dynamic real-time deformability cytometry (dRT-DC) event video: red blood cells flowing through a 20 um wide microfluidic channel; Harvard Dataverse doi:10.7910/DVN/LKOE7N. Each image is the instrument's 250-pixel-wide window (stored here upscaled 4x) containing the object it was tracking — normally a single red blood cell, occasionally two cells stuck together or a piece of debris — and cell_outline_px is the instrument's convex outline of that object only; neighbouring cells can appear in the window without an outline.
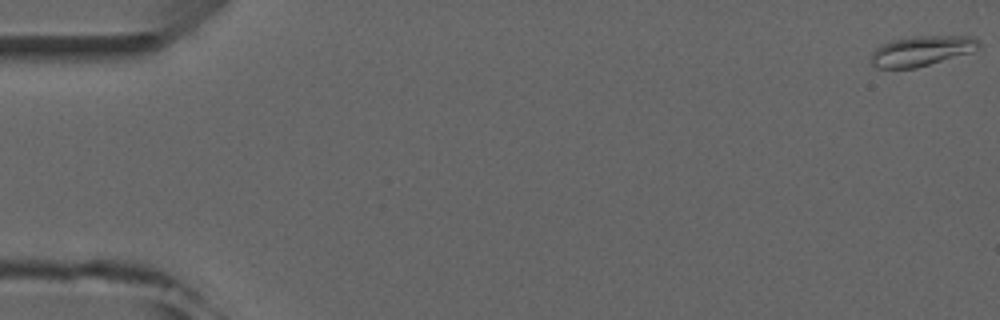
{"species": "common noctule bat (a hibernating species)", "species_latin": "Nyctalus noctula", "temperature_condition": "room temperature", "stored_images_in_passage": 5, "camera_frame_rate_fps": 3000, "um_per_image_px": 0.085, "animal": {"sex": "male", "forearm_length_mm": 52.5}, "frame": {"image": 1, "passage_image": 1, "time_ms": 0.0, "image_size_px": [1000, 320], "cell_outline_px": [[980, 48], [972, 52], [916, 68], [876, 68], [872, 64], [872, 52], [876, 48], [892, 40], [916, 36], [976, 36], [980, 40]], "centroid_in_image_um": [78.39, 4.32], "position_along_channel_um": 6.6, "area_um2": 18.9}}